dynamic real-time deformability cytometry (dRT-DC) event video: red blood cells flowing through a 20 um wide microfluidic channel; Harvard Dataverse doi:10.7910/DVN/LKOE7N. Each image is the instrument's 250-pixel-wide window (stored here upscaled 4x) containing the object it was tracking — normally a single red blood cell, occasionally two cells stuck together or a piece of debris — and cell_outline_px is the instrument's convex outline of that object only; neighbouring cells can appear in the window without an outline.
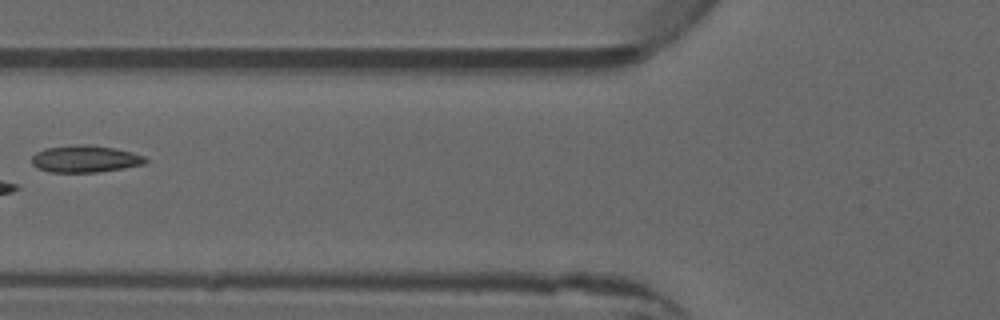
{"species": "common noctule bat (a hibernating species)", "species_latin": "Nyctalus noctula", "temperature_condition": "warm", "stored_images_in_passage": 5, "camera_frame_rate_fps": 3000, "um_per_image_px": 0.085, "animal": {"sex": "male", "forearm_length_mm": 52.5}, "frame": {"image": 1, "passage_image": 5, "time_ms": 1.333, "image_size_px": [1000, 320], "cell_outline_px": [[148, 160], [144, 164], [124, 168], [100, 172], [48, 172], [36, 168], [32, 164], [32, 156], [36, 152], [44, 148], [84, 144], [88, 144], [116, 148], [132, 152], [144, 156]], "centroid_in_image_um": [7.23, 13.51], "position_along_channel_um": 118.6, "area_um2": 18.03}}